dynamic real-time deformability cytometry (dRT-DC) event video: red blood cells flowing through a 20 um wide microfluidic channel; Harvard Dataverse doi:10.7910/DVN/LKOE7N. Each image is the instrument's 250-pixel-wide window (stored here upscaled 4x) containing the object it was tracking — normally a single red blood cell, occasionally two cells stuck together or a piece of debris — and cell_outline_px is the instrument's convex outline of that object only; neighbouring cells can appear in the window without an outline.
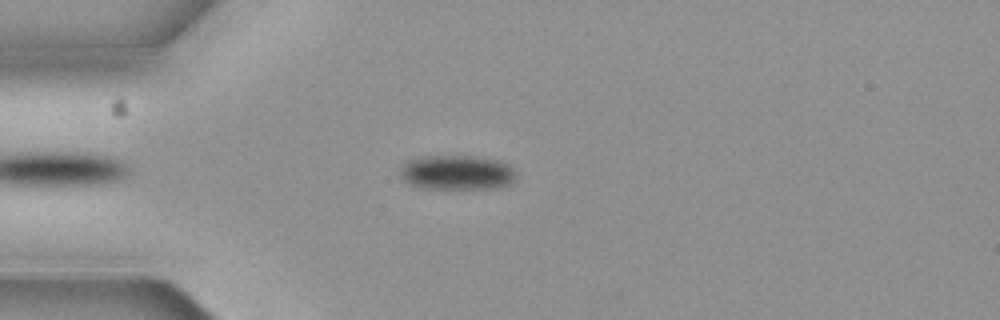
{"species": "common noctule bat (a hibernating species)", "species_latin": "Nyctalus noctula", "temperature_condition": "cold", "stored_images_in_passage": 7, "camera_frame_rate_fps": 3000, "um_per_image_px": 0.085, "animal": {"sex": "female", "body_mass_g": 19.3, "forearm_length_mm": 54.1}, "frame": {"image": 1, "passage_image": 4, "time_ms": 1.0, "image_size_px": [1000, 320], "cell_outline_px": [[516, 180], [508, 184], [496, 188], [420, 188], [408, 184], [400, 176], [400, 172], [404, 164], [408, 160], [424, 156], [472, 156], [500, 160], [508, 164], [516, 172]], "centroid_in_image_um": [38.85, 14.66], "position_along_channel_um": 46.1, "area_um2": 23.47}}
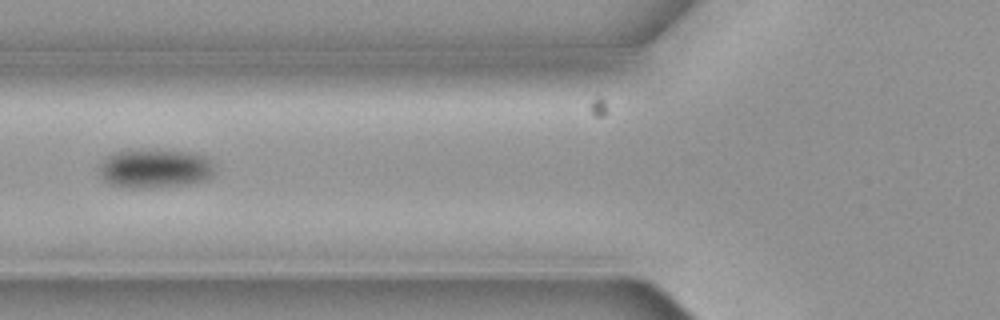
{"frame": {"image": 2, "passage_image": 6, "time_ms": 1.667, "image_size_px": [1000, 320], "cell_outline_px": [[212, 176], [204, 180], [188, 184], [160, 188], [124, 188], [108, 184], [100, 176], [100, 164], [104, 156], [112, 152], [144, 148], [192, 152], [204, 156], [208, 160], [212, 168]], "centroid_in_image_um": [13.08, 14.32], "position_along_channel_um": 112.7, "area_um2": 26.88}}
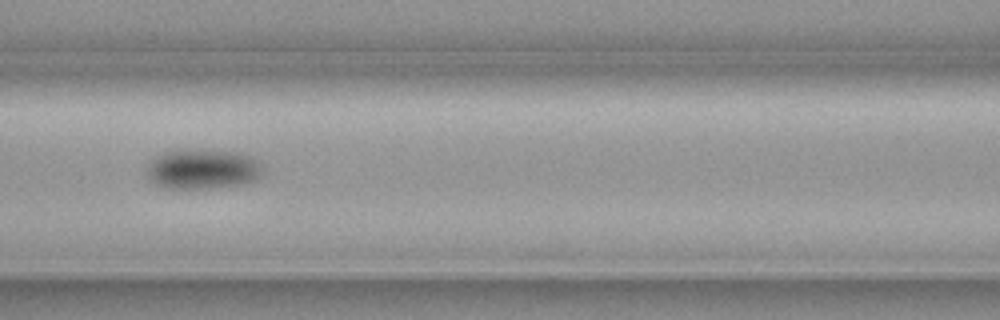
{"frame": {"image": 3, "passage_image": 7, "time_ms": 2.0, "image_size_px": [1000, 320], "cell_outline_px": [[264, 172], [256, 180], [244, 184], [208, 188], [164, 188], [148, 180], [148, 164], [156, 156], [164, 152], [184, 148], [240, 152], [252, 156], [260, 160], [264, 168]], "centroid_in_image_um": [17.28, 14.35], "position_along_channel_um": 149.3, "area_um2": 27.63}}